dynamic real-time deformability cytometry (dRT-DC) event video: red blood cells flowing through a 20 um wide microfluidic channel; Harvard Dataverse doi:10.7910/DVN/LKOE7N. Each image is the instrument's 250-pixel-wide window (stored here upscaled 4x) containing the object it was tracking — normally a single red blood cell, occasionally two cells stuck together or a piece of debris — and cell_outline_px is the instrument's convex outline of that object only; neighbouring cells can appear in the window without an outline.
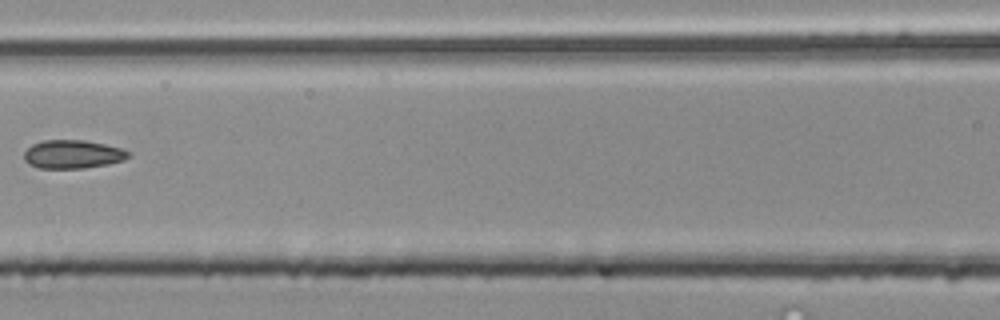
{"species": "common noctule bat (a hibernating species)", "species_latin": "Nyctalus noctula", "temperature_condition": "room temperature", "stored_images_in_passage": 6, "segment_of_instrument_passage": [2, 2], "camera_frame_rate_fps": 3000, "um_per_image_px": 0.085, "animal": {"sex": "male", "body_mass_g": 20.4}, "frame": {"image": 1, "passage_image": 6, "time_ms": 1.667, "image_size_px": [1000, 320], "cell_outline_px": [[132, 152], [124, 160], [108, 164], [84, 168], [40, 168], [28, 164], [24, 160], [24, 152], [32, 144], [44, 140], [84, 140], [104, 144], [120, 148]], "centroid_in_image_um": [6.17, 13.11], "position_along_channel_um": 160.4, "area_um2": 17.28}}